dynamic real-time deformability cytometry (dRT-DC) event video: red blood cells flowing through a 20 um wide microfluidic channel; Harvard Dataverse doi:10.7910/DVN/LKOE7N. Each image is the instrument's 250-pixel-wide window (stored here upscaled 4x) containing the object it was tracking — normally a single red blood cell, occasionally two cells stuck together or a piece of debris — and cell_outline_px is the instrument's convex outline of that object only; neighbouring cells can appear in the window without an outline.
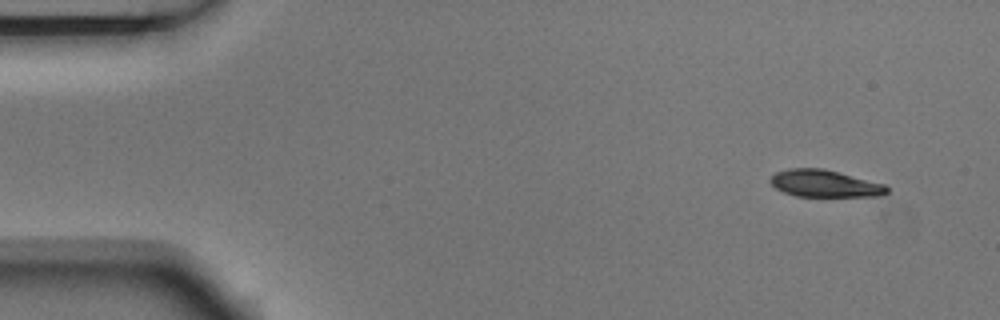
{"species": "Egyptian fruit bat (a non-hibernating species)", "species_latin": "Rousettus aegyptiacus", "temperature_condition": "room temperature", "stored_images_in_passage": 7, "camera_frame_rate_fps": 3000, "um_per_image_px": 0.085, "animal": {"sex": "male"}, "frame": {"image": 1, "passage_image": 1, "time_ms": 0.0, "image_size_px": [1000, 320], "cell_outline_px": [[888, 192], [884, 196], [796, 196], [784, 192], [776, 188], [768, 180], [776, 172], [788, 168], [824, 168], [884, 184], [888, 188]], "centroid_in_image_um": [70.1, 15.6], "position_along_channel_um": 14.9, "area_um2": 18.38}}
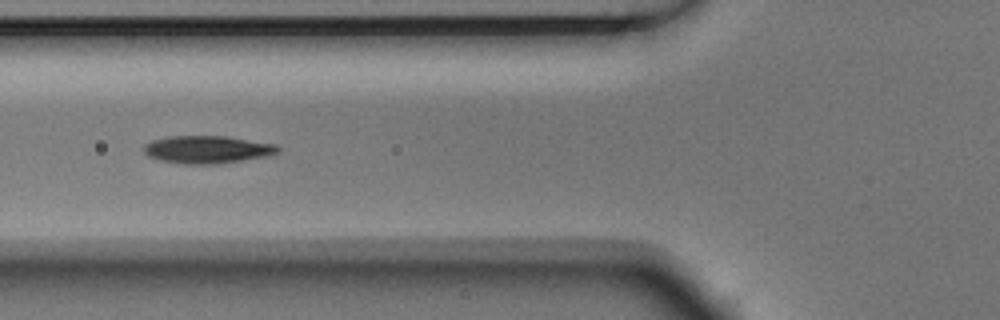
{"frame": {"image": 2, "passage_image": 5, "time_ms": 1.333, "image_size_px": [1000, 320], "cell_outline_px": [[280, 152], [268, 156], [220, 164], [184, 164], [160, 160], [148, 156], [144, 152], [144, 144], [152, 140], [168, 136], [224, 136], [276, 144], [280, 148]], "centroid_in_image_um": [17.63, 12.71], "position_along_channel_um": 108.2, "area_um2": 21.73}}
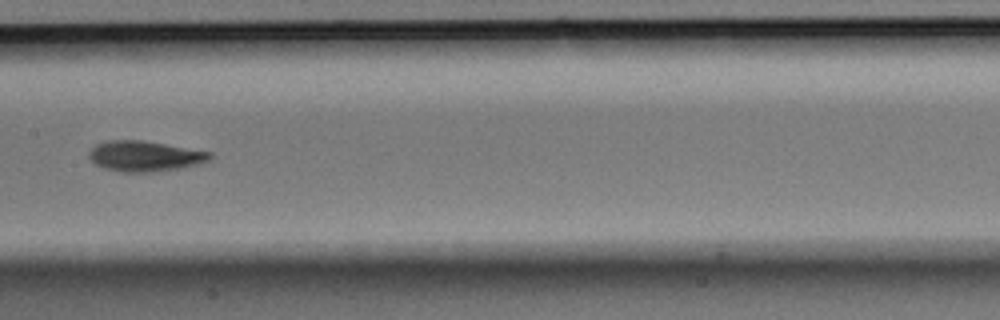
{"frame": {"image": 3, "passage_image": 7, "time_ms": 2.0, "image_size_px": [1000, 320], "cell_outline_px": [[212, 156], [208, 160], [200, 164], [184, 168], [156, 172], [120, 172], [104, 168], [96, 164], [88, 156], [88, 152], [96, 144], [108, 140], [140, 140], [212, 152]], "centroid_in_image_um": [12.31, 13.28], "position_along_channel_um": 195.1, "area_um2": 21.56}}